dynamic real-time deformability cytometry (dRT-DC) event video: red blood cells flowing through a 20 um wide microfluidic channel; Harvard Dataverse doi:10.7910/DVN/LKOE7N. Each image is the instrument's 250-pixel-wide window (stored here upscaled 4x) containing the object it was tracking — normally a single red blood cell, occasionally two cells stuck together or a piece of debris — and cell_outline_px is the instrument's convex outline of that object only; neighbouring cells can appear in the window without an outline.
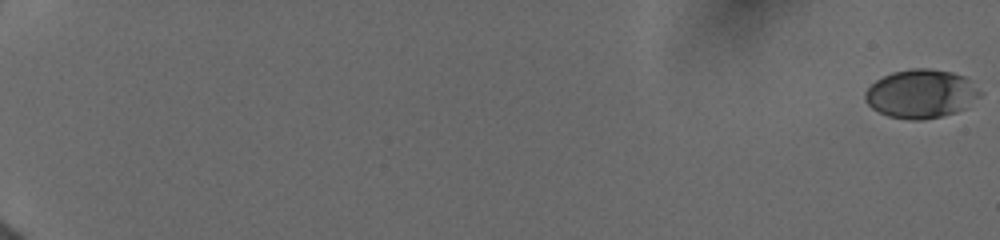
{"species": "human", "species_latin": "Homo sapiens", "temperature_condition": "cold", "stored_images_in_passage": 18, "camera_frame_rate_fps": 3000, "um_per_image_px": 0.085, "donor": {"sex": "female"}, "frame": {"image": 1, "passage_image": 1, "time_ms": 0.0, "image_size_px": [1000, 240], "cell_outline_px": [[984, 92], [980, 96], [964, 108], [956, 112], [940, 116], [920, 120], [912, 120], [888, 116], [872, 108], [864, 100], [864, 92], [876, 80], [892, 72], [912, 68], [928, 68], [952, 72], [964, 76]], "centroid_in_image_um": [78.29, 7.96], "position_along_channel_um": 6.7, "area_um2": 32.54}}
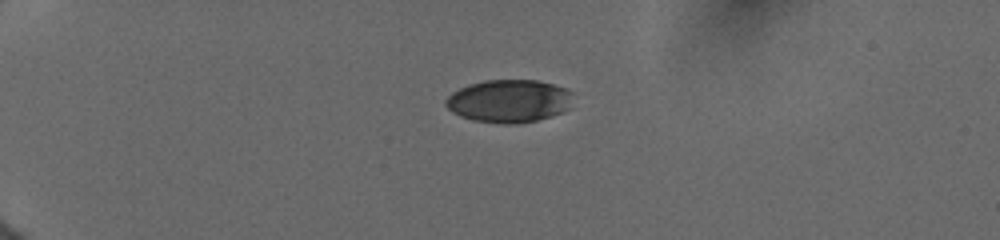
{"frame": {"image": 2, "passage_image": 11, "time_ms": 5.333, "image_size_px": [1000, 240], "cell_outline_px": [[572, 108], [564, 112], [552, 116], [536, 120], [516, 124], [500, 124], [472, 120], [460, 116], [452, 112], [444, 104], [444, 100], [452, 92], [468, 84], [484, 80], [536, 80], [552, 84], [564, 88], [572, 92]], "centroid_in_image_um": [43.27, 8.6], "position_along_channel_um": 41.7, "area_um2": 32.19}}
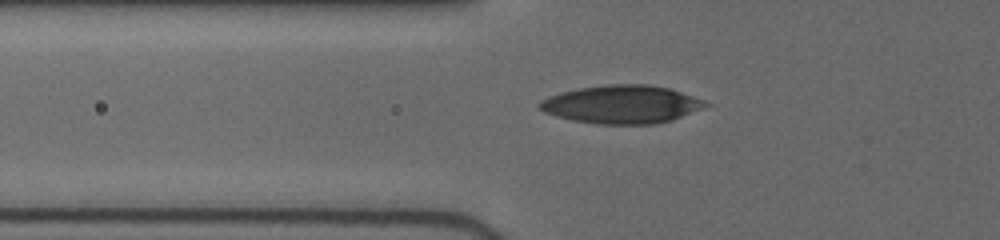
{"frame": {"image": 3, "passage_image": 16, "time_ms": 7.667, "image_size_px": [1000, 240], "cell_outline_px": [[712, 104], [704, 108], [672, 120], [652, 124], [596, 124], [572, 120], [556, 116], [544, 112], [536, 104], [540, 100], [548, 96], [580, 88], [608, 84], [648, 84], [668, 88], [704, 100]], "centroid_in_image_um": [52.85, 8.87], "position_along_channel_um": 73.0, "area_um2": 36.88}}